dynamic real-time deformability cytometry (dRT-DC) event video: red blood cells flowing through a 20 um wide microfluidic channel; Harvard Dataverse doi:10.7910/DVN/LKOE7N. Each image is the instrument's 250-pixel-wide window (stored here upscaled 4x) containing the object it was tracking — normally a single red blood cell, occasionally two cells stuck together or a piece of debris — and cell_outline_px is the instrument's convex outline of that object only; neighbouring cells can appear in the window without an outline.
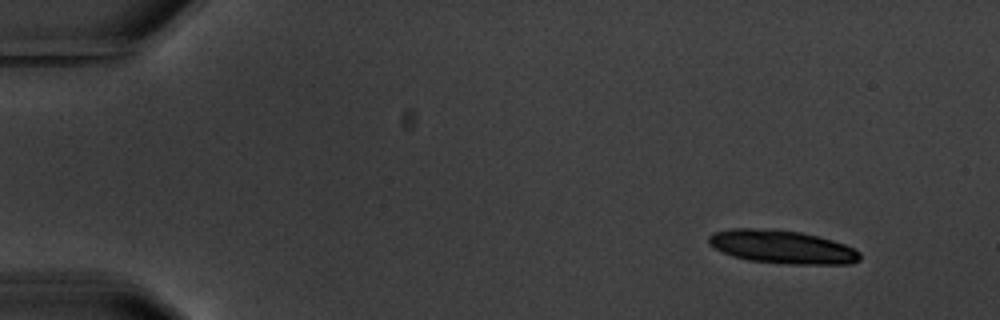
{"species": "common noctule bat (a hibernating species)", "species_latin": "Nyctalus noctula", "temperature_condition": "warm", "stored_images_in_passage": 7, "camera_frame_rate_fps": 3000, "um_per_image_px": 0.085, "animal": {"sex": "male", "body_mass_g": 20.1, "forearm_length_mm": 53.5}, "frame": {"image": 1, "passage_image": 1, "time_ms": 0.0, "image_size_px": [1000, 320], "cell_outline_px": [[860, 260], [852, 264], [792, 264], [748, 260], [732, 256], [708, 244], [708, 236], [712, 232], [728, 228], [752, 228], [800, 232], [832, 240], [844, 244], [860, 252]], "centroid_in_image_um": [66.45, 20.99], "position_along_channel_um": 18.5, "area_um2": 29.19}}
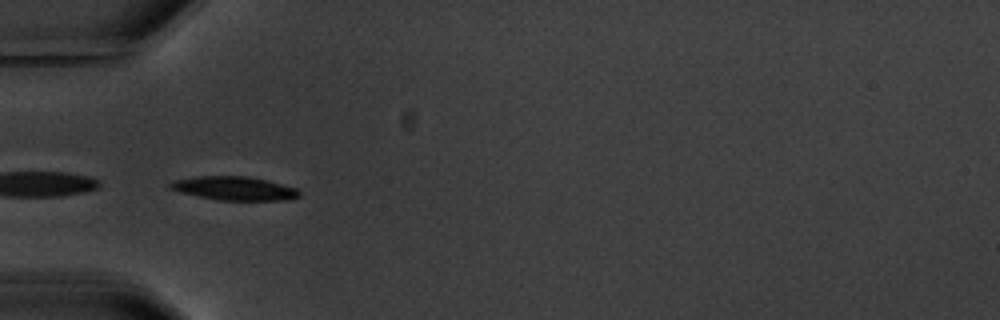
{"frame": {"image": 2, "passage_image": 5, "time_ms": 4.667, "image_size_px": [1000, 320], "cell_outline_px": [[300, 196], [288, 200], [216, 200], [180, 192], [168, 188], [168, 184], [172, 180], [192, 176], [248, 176], [296, 188], [300, 192]], "centroid_in_image_um": [19.85, 16.01], "position_along_channel_um": 65.2, "area_um2": 17.86}}
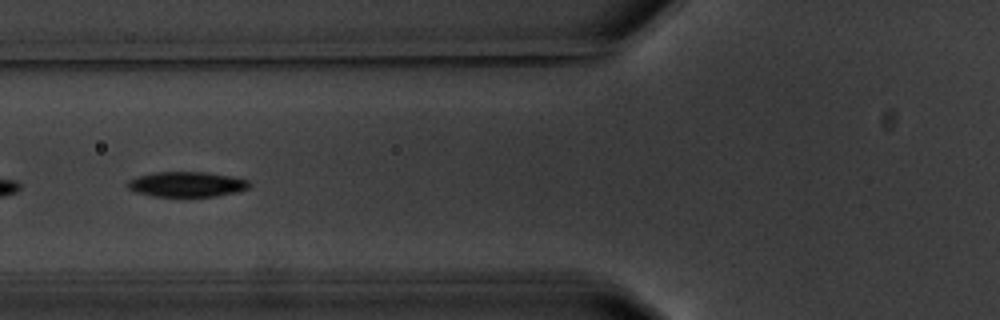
{"frame": {"image": 3, "passage_image": 6, "time_ms": 6.0, "image_size_px": [1000, 320], "cell_outline_px": [[252, 184], [248, 188], [236, 192], [216, 196], [152, 196], [136, 192], [128, 188], [124, 184], [128, 180], [136, 176], [152, 172], [204, 172], [232, 176], [248, 180]], "centroid_in_image_um": [15.84, 15.65], "position_along_channel_um": 110.0, "area_um2": 17.98}}